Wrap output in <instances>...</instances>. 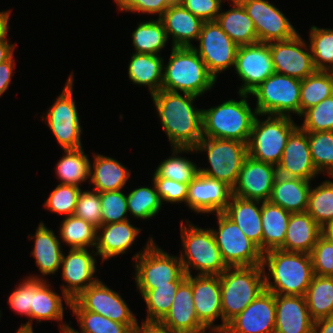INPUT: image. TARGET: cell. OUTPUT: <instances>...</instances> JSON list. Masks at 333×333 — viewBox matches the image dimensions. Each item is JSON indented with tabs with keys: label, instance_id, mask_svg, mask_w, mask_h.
<instances>
[{
	"label": "cell",
	"instance_id": "cell-12",
	"mask_svg": "<svg viewBox=\"0 0 333 333\" xmlns=\"http://www.w3.org/2000/svg\"><path fill=\"white\" fill-rule=\"evenodd\" d=\"M218 229L211 228L227 267L262 265L263 253L223 212L216 214Z\"/></svg>",
	"mask_w": 333,
	"mask_h": 333
},
{
	"label": "cell",
	"instance_id": "cell-51",
	"mask_svg": "<svg viewBox=\"0 0 333 333\" xmlns=\"http://www.w3.org/2000/svg\"><path fill=\"white\" fill-rule=\"evenodd\" d=\"M102 224L129 220L127 218V195L122 190L100 193Z\"/></svg>",
	"mask_w": 333,
	"mask_h": 333
},
{
	"label": "cell",
	"instance_id": "cell-43",
	"mask_svg": "<svg viewBox=\"0 0 333 333\" xmlns=\"http://www.w3.org/2000/svg\"><path fill=\"white\" fill-rule=\"evenodd\" d=\"M70 310L77 317L80 332L76 333H133L136 324L117 323L100 314L84 310L74 299L70 302Z\"/></svg>",
	"mask_w": 333,
	"mask_h": 333
},
{
	"label": "cell",
	"instance_id": "cell-45",
	"mask_svg": "<svg viewBox=\"0 0 333 333\" xmlns=\"http://www.w3.org/2000/svg\"><path fill=\"white\" fill-rule=\"evenodd\" d=\"M162 200L154 182L151 187L140 186L127 194L128 213L135 219H150L156 216L162 207Z\"/></svg>",
	"mask_w": 333,
	"mask_h": 333
},
{
	"label": "cell",
	"instance_id": "cell-48",
	"mask_svg": "<svg viewBox=\"0 0 333 333\" xmlns=\"http://www.w3.org/2000/svg\"><path fill=\"white\" fill-rule=\"evenodd\" d=\"M313 164L321 174L333 176V131L307 132Z\"/></svg>",
	"mask_w": 333,
	"mask_h": 333
},
{
	"label": "cell",
	"instance_id": "cell-18",
	"mask_svg": "<svg viewBox=\"0 0 333 333\" xmlns=\"http://www.w3.org/2000/svg\"><path fill=\"white\" fill-rule=\"evenodd\" d=\"M97 253L92 249L75 248L70 249L65 256L63 253L61 268V277L67 283L61 286L62 294H65L70 300L75 299L83 290L95 284L99 278L94 274L98 271L96 268Z\"/></svg>",
	"mask_w": 333,
	"mask_h": 333
},
{
	"label": "cell",
	"instance_id": "cell-11",
	"mask_svg": "<svg viewBox=\"0 0 333 333\" xmlns=\"http://www.w3.org/2000/svg\"><path fill=\"white\" fill-rule=\"evenodd\" d=\"M74 73L66 80L62 93L42 117L62 149L82 148V127L74 100Z\"/></svg>",
	"mask_w": 333,
	"mask_h": 333
},
{
	"label": "cell",
	"instance_id": "cell-57",
	"mask_svg": "<svg viewBox=\"0 0 333 333\" xmlns=\"http://www.w3.org/2000/svg\"><path fill=\"white\" fill-rule=\"evenodd\" d=\"M180 5L187 9L203 22L216 21L222 9L224 0H177ZM226 1V0H225Z\"/></svg>",
	"mask_w": 333,
	"mask_h": 333
},
{
	"label": "cell",
	"instance_id": "cell-15",
	"mask_svg": "<svg viewBox=\"0 0 333 333\" xmlns=\"http://www.w3.org/2000/svg\"><path fill=\"white\" fill-rule=\"evenodd\" d=\"M275 73L303 80L316 69L310 46L298 34L288 40L269 42Z\"/></svg>",
	"mask_w": 333,
	"mask_h": 333
},
{
	"label": "cell",
	"instance_id": "cell-7",
	"mask_svg": "<svg viewBox=\"0 0 333 333\" xmlns=\"http://www.w3.org/2000/svg\"><path fill=\"white\" fill-rule=\"evenodd\" d=\"M155 242L150 236L143 250L133 256L138 291H149L170 282H183L187 277L179 257L164 251Z\"/></svg>",
	"mask_w": 333,
	"mask_h": 333
},
{
	"label": "cell",
	"instance_id": "cell-46",
	"mask_svg": "<svg viewBox=\"0 0 333 333\" xmlns=\"http://www.w3.org/2000/svg\"><path fill=\"white\" fill-rule=\"evenodd\" d=\"M181 283L170 282L169 285L157 286L149 291H139L147 305V316L144 321L160 322L166 316Z\"/></svg>",
	"mask_w": 333,
	"mask_h": 333
},
{
	"label": "cell",
	"instance_id": "cell-56",
	"mask_svg": "<svg viewBox=\"0 0 333 333\" xmlns=\"http://www.w3.org/2000/svg\"><path fill=\"white\" fill-rule=\"evenodd\" d=\"M156 186V190L162 200L169 203H184L186 204L188 195V184L181 183L168 178H152Z\"/></svg>",
	"mask_w": 333,
	"mask_h": 333
},
{
	"label": "cell",
	"instance_id": "cell-38",
	"mask_svg": "<svg viewBox=\"0 0 333 333\" xmlns=\"http://www.w3.org/2000/svg\"><path fill=\"white\" fill-rule=\"evenodd\" d=\"M304 297L314 321L333 317V276L314 275Z\"/></svg>",
	"mask_w": 333,
	"mask_h": 333
},
{
	"label": "cell",
	"instance_id": "cell-58",
	"mask_svg": "<svg viewBox=\"0 0 333 333\" xmlns=\"http://www.w3.org/2000/svg\"><path fill=\"white\" fill-rule=\"evenodd\" d=\"M14 55L4 63L0 64V97L8 90L11 79L16 68Z\"/></svg>",
	"mask_w": 333,
	"mask_h": 333
},
{
	"label": "cell",
	"instance_id": "cell-30",
	"mask_svg": "<svg viewBox=\"0 0 333 333\" xmlns=\"http://www.w3.org/2000/svg\"><path fill=\"white\" fill-rule=\"evenodd\" d=\"M311 181L277 175L269 201L290 213L306 212Z\"/></svg>",
	"mask_w": 333,
	"mask_h": 333
},
{
	"label": "cell",
	"instance_id": "cell-27",
	"mask_svg": "<svg viewBox=\"0 0 333 333\" xmlns=\"http://www.w3.org/2000/svg\"><path fill=\"white\" fill-rule=\"evenodd\" d=\"M50 286L46 279L33 278V301L30 319L22 324L21 327L33 328L32 320H37L38 324L48 320H55L61 323L64 320L62 299L64 298L68 307H70L71 300L65 294L60 296Z\"/></svg>",
	"mask_w": 333,
	"mask_h": 333
},
{
	"label": "cell",
	"instance_id": "cell-8",
	"mask_svg": "<svg viewBox=\"0 0 333 333\" xmlns=\"http://www.w3.org/2000/svg\"><path fill=\"white\" fill-rule=\"evenodd\" d=\"M197 152H206L210 167H199V173L226 183L233 188L245 158L248 145L237 140L203 137L194 147Z\"/></svg>",
	"mask_w": 333,
	"mask_h": 333
},
{
	"label": "cell",
	"instance_id": "cell-19",
	"mask_svg": "<svg viewBox=\"0 0 333 333\" xmlns=\"http://www.w3.org/2000/svg\"><path fill=\"white\" fill-rule=\"evenodd\" d=\"M277 175V166L255 160L248 155L232 188V195L244 199L269 201Z\"/></svg>",
	"mask_w": 333,
	"mask_h": 333
},
{
	"label": "cell",
	"instance_id": "cell-29",
	"mask_svg": "<svg viewBox=\"0 0 333 333\" xmlns=\"http://www.w3.org/2000/svg\"><path fill=\"white\" fill-rule=\"evenodd\" d=\"M260 200L244 199L232 195L223 213L253 241L262 252V220Z\"/></svg>",
	"mask_w": 333,
	"mask_h": 333
},
{
	"label": "cell",
	"instance_id": "cell-52",
	"mask_svg": "<svg viewBox=\"0 0 333 333\" xmlns=\"http://www.w3.org/2000/svg\"><path fill=\"white\" fill-rule=\"evenodd\" d=\"M74 215L99 228L102 225L100 193L95 190H81Z\"/></svg>",
	"mask_w": 333,
	"mask_h": 333
},
{
	"label": "cell",
	"instance_id": "cell-5",
	"mask_svg": "<svg viewBox=\"0 0 333 333\" xmlns=\"http://www.w3.org/2000/svg\"><path fill=\"white\" fill-rule=\"evenodd\" d=\"M223 328L265 290L262 265L228 267L220 276Z\"/></svg>",
	"mask_w": 333,
	"mask_h": 333
},
{
	"label": "cell",
	"instance_id": "cell-66",
	"mask_svg": "<svg viewBox=\"0 0 333 333\" xmlns=\"http://www.w3.org/2000/svg\"><path fill=\"white\" fill-rule=\"evenodd\" d=\"M16 333H34L33 328L19 327Z\"/></svg>",
	"mask_w": 333,
	"mask_h": 333
},
{
	"label": "cell",
	"instance_id": "cell-6",
	"mask_svg": "<svg viewBox=\"0 0 333 333\" xmlns=\"http://www.w3.org/2000/svg\"><path fill=\"white\" fill-rule=\"evenodd\" d=\"M186 223L183 219L180 222L184 251L179 255L185 274L192 275L191 269H195L199 272L197 275L220 276L228 267L211 228L197 227L189 220Z\"/></svg>",
	"mask_w": 333,
	"mask_h": 333
},
{
	"label": "cell",
	"instance_id": "cell-22",
	"mask_svg": "<svg viewBox=\"0 0 333 333\" xmlns=\"http://www.w3.org/2000/svg\"><path fill=\"white\" fill-rule=\"evenodd\" d=\"M275 294L264 290L226 326L229 333H275Z\"/></svg>",
	"mask_w": 333,
	"mask_h": 333
},
{
	"label": "cell",
	"instance_id": "cell-9",
	"mask_svg": "<svg viewBox=\"0 0 333 333\" xmlns=\"http://www.w3.org/2000/svg\"><path fill=\"white\" fill-rule=\"evenodd\" d=\"M261 114L255 117L250 139L248 155L255 160L277 166L282 158L288 137L298 126L293 117L267 115L261 120Z\"/></svg>",
	"mask_w": 333,
	"mask_h": 333
},
{
	"label": "cell",
	"instance_id": "cell-23",
	"mask_svg": "<svg viewBox=\"0 0 333 333\" xmlns=\"http://www.w3.org/2000/svg\"><path fill=\"white\" fill-rule=\"evenodd\" d=\"M186 280L192 285L195 312L198 320L207 328H223L221 308V289L219 276L187 275ZM221 318L222 324L216 325Z\"/></svg>",
	"mask_w": 333,
	"mask_h": 333
},
{
	"label": "cell",
	"instance_id": "cell-39",
	"mask_svg": "<svg viewBox=\"0 0 333 333\" xmlns=\"http://www.w3.org/2000/svg\"><path fill=\"white\" fill-rule=\"evenodd\" d=\"M171 150L172 156L159 163L152 178H168L181 183H190L199 174L198 165L187 157H181L180 154L194 153L195 148L172 147Z\"/></svg>",
	"mask_w": 333,
	"mask_h": 333
},
{
	"label": "cell",
	"instance_id": "cell-21",
	"mask_svg": "<svg viewBox=\"0 0 333 333\" xmlns=\"http://www.w3.org/2000/svg\"><path fill=\"white\" fill-rule=\"evenodd\" d=\"M277 173L309 181L320 174L311 158L307 131L299 125L288 137L282 158L277 165Z\"/></svg>",
	"mask_w": 333,
	"mask_h": 333
},
{
	"label": "cell",
	"instance_id": "cell-53",
	"mask_svg": "<svg viewBox=\"0 0 333 333\" xmlns=\"http://www.w3.org/2000/svg\"><path fill=\"white\" fill-rule=\"evenodd\" d=\"M33 278L44 279L43 276H27L24 280L22 279V282L17 285L8 298V304L13 311L29 318L33 301Z\"/></svg>",
	"mask_w": 333,
	"mask_h": 333
},
{
	"label": "cell",
	"instance_id": "cell-1",
	"mask_svg": "<svg viewBox=\"0 0 333 333\" xmlns=\"http://www.w3.org/2000/svg\"><path fill=\"white\" fill-rule=\"evenodd\" d=\"M182 94L161 89L151 97L170 146L194 148L203 138L202 109L193 104L199 97Z\"/></svg>",
	"mask_w": 333,
	"mask_h": 333
},
{
	"label": "cell",
	"instance_id": "cell-31",
	"mask_svg": "<svg viewBox=\"0 0 333 333\" xmlns=\"http://www.w3.org/2000/svg\"><path fill=\"white\" fill-rule=\"evenodd\" d=\"M29 238L34 239L31 255L40 273L43 276L55 274L61 268L63 251L61 241L54 231L40 221L35 234Z\"/></svg>",
	"mask_w": 333,
	"mask_h": 333
},
{
	"label": "cell",
	"instance_id": "cell-61",
	"mask_svg": "<svg viewBox=\"0 0 333 333\" xmlns=\"http://www.w3.org/2000/svg\"><path fill=\"white\" fill-rule=\"evenodd\" d=\"M15 46L9 42L8 37L0 40V64L9 60L14 55Z\"/></svg>",
	"mask_w": 333,
	"mask_h": 333
},
{
	"label": "cell",
	"instance_id": "cell-34",
	"mask_svg": "<svg viewBox=\"0 0 333 333\" xmlns=\"http://www.w3.org/2000/svg\"><path fill=\"white\" fill-rule=\"evenodd\" d=\"M232 8L220 11L216 22L237 46L250 45L258 42L254 22L239 0H228Z\"/></svg>",
	"mask_w": 333,
	"mask_h": 333
},
{
	"label": "cell",
	"instance_id": "cell-41",
	"mask_svg": "<svg viewBox=\"0 0 333 333\" xmlns=\"http://www.w3.org/2000/svg\"><path fill=\"white\" fill-rule=\"evenodd\" d=\"M333 94V75L331 71H315L301 80L300 116Z\"/></svg>",
	"mask_w": 333,
	"mask_h": 333
},
{
	"label": "cell",
	"instance_id": "cell-59",
	"mask_svg": "<svg viewBox=\"0 0 333 333\" xmlns=\"http://www.w3.org/2000/svg\"><path fill=\"white\" fill-rule=\"evenodd\" d=\"M133 333H172L167 327L158 321H142L140 326L137 322Z\"/></svg>",
	"mask_w": 333,
	"mask_h": 333
},
{
	"label": "cell",
	"instance_id": "cell-3",
	"mask_svg": "<svg viewBox=\"0 0 333 333\" xmlns=\"http://www.w3.org/2000/svg\"><path fill=\"white\" fill-rule=\"evenodd\" d=\"M241 100H226L223 103L202 109V133L207 138H222L249 142L257 111L248 103L250 94L238 93Z\"/></svg>",
	"mask_w": 333,
	"mask_h": 333
},
{
	"label": "cell",
	"instance_id": "cell-63",
	"mask_svg": "<svg viewBox=\"0 0 333 333\" xmlns=\"http://www.w3.org/2000/svg\"><path fill=\"white\" fill-rule=\"evenodd\" d=\"M321 236L333 244V220L321 228Z\"/></svg>",
	"mask_w": 333,
	"mask_h": 333
},
{
	"label": "cell",
	"instance_id": "cell-28",
	"mask_svg": "<svg viewBox=\"0 0 333 333\" xmlns=\"http://www.w3.org/2000/svg\"><path fill=\"white\" fill-rule=\"evenodd\" d=\"M167 38L172 37V47H193L192 41H197L203 21L197 18L178 1L170 6L160 17Z\"/></svg>",
	"mask_w": 333,
	"mask_h": 333
},
{
	"label": "cell",
	"instance_id": "cell-42",
	"mask_svg": "<svg viewBox=\"0 0 333 333\" xmlns=\"http://www.w3.org/2000/svg\"><path fill=\"white\" fill-rule=\"evenodd\" d=\"M60 224L59 237L70 249L95 248L97 228L91 223L71 215L64 217Z\"/></svg>",
	"mask_w": 333,
	"mask_h": 333
},
{
	"label": "cell",
	"instance_id": "cell-2",
	"mask_svg": "<svg viewBox=\"0 0 333 333\" xmlns=\"http://www.w3.org/2000/svg\"><path fill=\"white\" fill-rule=\"evenodd\" d=\"M262 268L265 289L275 295L305 296L314 276L308 253L270 250L263 254Z\"/></svg>",
	"mask_w": 333,
	"mask_h": 333
},
{
	"label": "cell",
	"instance_id": "cell-64",
	"mask_svg": "<svg viewBox=\"0 0 333 333\" xmlns=\"http://www.w3.org/2000/svg\"><path fill=\"white\" fill-rule=\"evenodd\" d=\"M60 326V330L61 333H76L75 329L71 327V325H69L68 323H66L65 321L63 323H61Z\"/></svg>",
	"mask_w": 333,
	"mask_h": 333
},
{
	"label": "cell",
	"instance_id": "cell-62",
	"mask_svg": "<svg viewBox=\"0 0 333 333\" xmlns=\"http://www.w3.org/2000/svg\"><path fill=\"white\" fill-rule=\"evenodd\" d=\"M11 11L6 10V11H0V40H3L8 37V31L10 29V16H11Z\"/></svg>",
	"mask_w": 333,
	"mask_h": 333
},
{
	"label": "cell",
	"instance_id": "cell-14",
	"mask_svg": "<svg viewBox=\"0 0 333 333\" xmlns=\"http://www.w3.org/2000/svg\"><path fill=\"white\" fill-rule=\"evenodd\" d=\"M234 69L242 81L237 93L250 94L275 73L269 43L238 46Z\"/></svg>",
	"mask_w": 333,
	"mask_h": 333
},
{
	"label": "cell",
	"instance_id": "cell-10",
	"mask_svg": "<svg viewBox=\"0 0 333 333\" xmlns=\"http://www.w3.org/2000/svg\"><path fill=\"white\" fill-rule=\"evenodd\" d=\"M301 80L287 75L273 73L250 95L256 98L257 114L300 117Z\"/></svg>",
	"mask_w": 333,
	"mask_h": 333
},
{
	"label": "cell",
	"instance_id": "cell-60",
	"mask_svg": "<svg viewBox=\"0 0 333 333\" xmlns=\"http://www.w3.org/2000/svg\"><path fill=\"white\" fill-rule=\"evenodd\" d=\"M312 333H333V317L314 321Z\"/></svg>",
	"mask_w": 333,
	"mask_h": 333
},
{
	"label": "cell",
	"instance_id": "cell-65",
	"mask_svg": "<svg viewBox=\"0 0 333 333\" xmlns=\"http://www.w3.org/2000/svg\"><path fill=\"white\" fill-rule=\"evenodd\" d=\"M210 333H229L228 329L225 328H210ZM199 333H207V328L203 329Z\"/></svg>",
	"mask_w": 333,
	"mask_h": 333
},
{
	"label": "cell",
	"instance_id": "cell-50",
	"mask_svg": "<svg viewBox=\"0 0 333 333\" xmlns=\"http://www.w3.org/2000/svg\"><path fill=\"white\" fill-rule=\"evenodd\" d=\"M81 187L58 184L50 193L43 206L54 214L74 215Z\"/></svg>",
	"mask_w": 333,
	"mask_h": 333
},
{
	"label": "cell",
	"instance_id": "cell-47",
	"mask_svg": "<svg viewBox=\"0 0 333 333\" xmlns=\"http://www.w3.org/2000/svg\"><path fill=\"white\" fill-rule=\"evenodd\" d=\"M309 30V46L315 69L331 71L333 69V29L313 25Z\"/></svg>",
	"mask_w": 333,
	"mask_h": 333
},
{
	"label": "cell",
	"instance_id": "cell-20",
	"mask_svg": "<svg viewBox=\"0 0 333 333\" xmlns=\"http://www.w3.org/2000/svg\"><path fill=\"white\" fill-rule=\"evenodd\" d=\"M232 196V188L226 183L199 173L188 184L186 206L196 214L223 212Z\"/></svg>",
	"mask_w": 333,
	"mask_h": 333
},
{
	"label": "cell",
	"instance_id": "cell-33",
	"mask_svg": "<svg viewBox=\"0 0 333 333\" xmlns=\"http://www.w3.org/2000/svg\"><path fill=\"white\" fill-rule=\"evenodd\" d=\"M320 236L321 227L307 212L291 213L280 250L310 254Z\"/></svg>",
	"mask_w": 333,
	"mask_h": 333
},
{
	"label": "cell",
	"instance_id": "cell-36",
	"mask_svg": "<svg viewBox=\"0 0 333 333\" xmlns=\"http://www.w3.org/2000/svg\"><path fill=\"white\" fill-rule=\"evenodd\" d=\"M290 212L270 201H262V253L280 249L284 245Z\"/></svg>",
	"mask_w": 333,
	"mask_h": 333
},
{
	"label": "cell",
	"instance_id": "cell-55",
	"mask_svg": "<svg viewBox=\"0 0 333 333\" xmlns=\"http://www.w3.org/2000/svg\"><path fill=\"white\" fill-rule=\"evenodd\" d=\"M118 9L125 12H136L151 15H159L160 18L163 13L177 0H114Z\"/></svg>",
	"mask_w": 333,
	"mask_h": 333
},
{
	"label": "cell",
	"instance_id": "cell-44",
	"mask_svg": "<svg viewBox=\"0 0 333 333\" xmlns=\"http://www.w3.org/2000/svg\"><path fill=\"white\" fill-rule=\"evenodd\" d=\"M306 212L321 228L333 220V181L327 179L317 187L311 186Z\"/></svg>",
	"mask_w": 333,
	"mask_h": 333
},
{
	"label": "cell",
	"instance_id": "cell-37",
	"mask_svg": "<svg viewBox=\"0 0 333 333\" xmlns=\"http://www.w3.org/2000/svg\"><path fill=\"white\" fill-rule=\"evenodd\" d=\"M90 159L83 147L64 149L63 157L58 161L55 173L59 184L80 186L90 179Z\"/></svg>",
	"mask_w": 333,
	"mask_h": 333
},
{
	"label": "cell",
	"instance_id": "cell-4",
	"mask_svg": "<svg viewBox=\"0 0 333 333\" xmlns=\"http://www.w3.org/2000/svg\"><path fill=\"white\" fill-rule=\"evenodd\" d=\"M169 61L163 63L162 90L197 97L212 90L216 79L192 47H171Z\"/></svg>",
	"mask_w": 333,
	"mask_h": 333
},
{
	"label": "cell",
	"instance_id": "cell-13",
	"mask_svg": "<svg viewBox=\"0 0 333 333\" xmlns=\"http://www.w3.org/2000/svg\"><path fill=\"white\" fill-rule=\"evenodd\" d=\"M197 41L199 46L192 48L204 61L209 73L216 81L221 72L235 66L238 46L216 21L203 23Z\"/></svg>",
	"mask_w": 333,
	"mask_h": 333
},
{
	"label": "cell",
	"instance_id": "cell-24",
	"mask_svg": "<svg viewBox=\"0 0 333 333\" xmlns=\"http://www.w3.org/2000/svg\"><path fill=\"white\" fill-rule=\"evenodd\" d=\"M275 333H312L311 318L304 296L275 295Z\"/></svg>",
	"mask_w": 333,
	"mask_h": 333
},
{
	"label": "cell",
	"instance_id": "cell-49",
	"mask_svg": "<svg viewBox=\"0 0 333 333\" xmlns=\"http://www.w3.org/2000/svg\"><path fill=\"white\" fill-rule=\"evenodd\" d=\"M299 125L307 132L333 131V94L306 110Z\"/></svg>",
	"mask_w": 333,
	"mask_h": 333
},
{
	"label": "cell",
	"instance_id": "cell-26",
	"mask_svg": "<svg viewBox=\"0 0 333 333\" xmlns=\"http://www.w3.org/2000/svg\"><path fill=\"white\" fill-rule=\"evenodd\" d=\"M129 220L110 224H102L97 228L95 250L102 261L110 260L128 252L136 238L141 234Z\"/></svg>",
	"mask_w": 333,
	"mask_h": 333
},
{
	"label": "cell",
	"instance_id": "cell-25",
	"mask_svg": "<svg viewBox=\"0 0 333 333\" xmlns=\"http://www.w3.org/2000/svg\"><path fill=\"white\" fill-rule=\"evenodd\" d=\"M160 322L172 333H199L206 328L198 320L192 285L186 279L179 285L170 311Z\"/></svg>",
	"mask_w": 333,
	"mask_h": 333
},
{
	"label": "cell",
	"instance_id": "cell-32",
	"mask_svg": "<svg viewBox=\"0 0 333 333\" xmlns=\"http://www.w3.org/2000/svg\"><path fill=\"white\" fill-rule=\"evenodd\" d=\"M93 165H90L89 184L99 193L124 189L131 172L116 159L94 153Z\"/></svg>",
	"mask_w": 333,
	"mask_h": 333
},
{
	"label": "cell",
	"instance_id": "cell-40",
	"mask_svg": "<svg viewBox=\"0 0 333 333\" xmlns=\"http://www.w3.org/2000/svg\"><path fill=\"white\" fill-rule=\"evenodd\" d=\"M132 44L134 53H146L160 55L164 50L168 38L163 22L158 19L139 22L132 32Z\"/></svg>",
	"mask_w": 333,
	"mask_h": 333
},
{
	"label": "cell",
	"instance_id": "cell-54",
	"mask_svg": "<svg viewBox=\"0 0 333 333\" xmlns=\"http://www.w3.org/2000/svg\"><path fill=\"white\" fill-rule=\"evenodd\" d=\"M314 275L333 276V244L320 236L310 253Z\"/></svg>",
	"mask_w": 333,
	"mask_h": 333
},
{
	"label": "cell",
	"instance_id": "cell-16",
	"mask_svg": "<svg viewBox=\"0 0 333 333\" xmlns=\"http://www.w3.org/2000/svg\"><path fill=\"white\" fill-rule=\"evenodd\" d=\"M254 22L258 42L288 40L298 31L289 19L268 0H239Z\"/></svg>",
	"mask_w": 333,
	"mask_h": 333
},
{
	"label": "cell",
	"instance_id": "cell-17",
	"mask_svg": "<svg viewBox=\"0 0 333 333\" xmlns=\"http://www.w3.org/2000/svg\"><path fill=\"white\" fill-rule=\"evenodd\" d=\"M84 310L100 314L110 320L123 324H137L133 314L122 296L99 279L83 290L74 299Z\"/></svg>",
	"mask_w": 333,
	"mask_h": 333
},
{
	"label": "cell",
	"instance_id": "cell-35",
	"mask_svg": "<svg viewBox=\"0 0 333 333\" xmlns=\"http://www.w3.org/2000/svg\"><path fill=\"white\" fill-rule=\"evenodd\" d=\"M163 63L161 55L133 53L128 64V76L135 85L146 86L150 94L162 89Z\"/></svg>",
	"mask_w": 333,
	"mask_h": 333
}]
</instances>
